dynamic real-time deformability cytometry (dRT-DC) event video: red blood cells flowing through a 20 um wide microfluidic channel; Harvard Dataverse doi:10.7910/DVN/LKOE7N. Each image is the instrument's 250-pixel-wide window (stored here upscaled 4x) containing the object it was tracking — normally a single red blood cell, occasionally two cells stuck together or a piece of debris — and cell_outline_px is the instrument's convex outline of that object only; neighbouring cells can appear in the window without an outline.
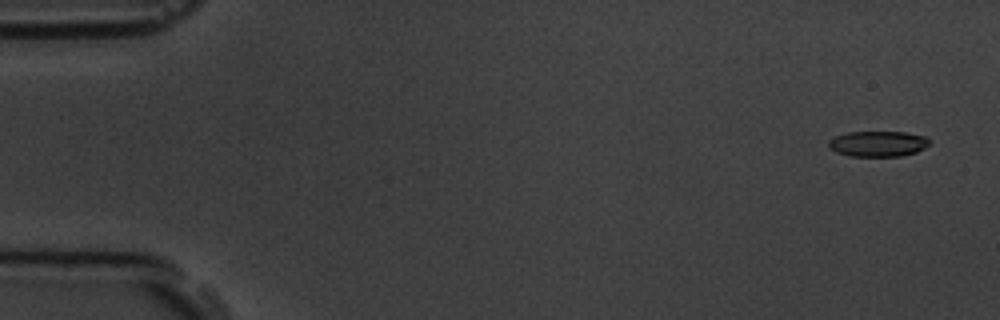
{"species": "common noctule bat (a hibernating species)", "species_latin": "Nyctalus noctula", "temperature_condition": "room temperature", "stored_images_in_passage": 5, "camera_frame_rate_fps": 3000, "um_per_image_px": 0.085, "animal": {"sex": "male", "body_mass_g": 19.5, "forearm_length_mm": 54.6}, "frame": {"image": 1, "passage_image": 1, "time_ms": 0.0, "image_size_px": [1000, 320], "cell_outline_px": [[928, 144], [924, 148], [916, 152], [900, 156], [848, 156], [836, 152], [828, 144], [828, 140], [836, 136], [848, 132], [904, 132], [928, 136]], "centroid_in_image_um": [74.63, 12.22], "position_along_channel_um": 10.4, "area_um2": 14.97}}
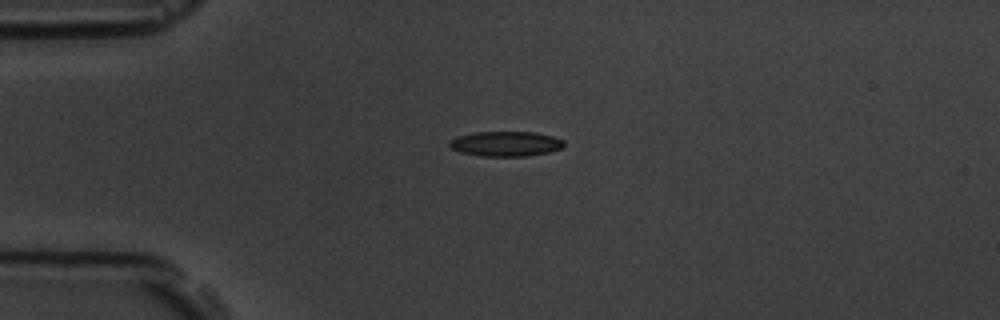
{"frame": {"image": 2, "passage_image": 4, "time_ms": 3.667, "image_size_px": [1000, 320], "cell_outline_px": [[564, 148], [548, 152], [528, 156], [480, 156], [460, 152], [452, 148], [448, 144], [456, 136], [476, 132], [536, 132], [552, 136], [564, 140]], "centroid_in_image_um": [43.01, 12.22], "position_along_channel_um": 42.0, "area_um2": 16.7}}